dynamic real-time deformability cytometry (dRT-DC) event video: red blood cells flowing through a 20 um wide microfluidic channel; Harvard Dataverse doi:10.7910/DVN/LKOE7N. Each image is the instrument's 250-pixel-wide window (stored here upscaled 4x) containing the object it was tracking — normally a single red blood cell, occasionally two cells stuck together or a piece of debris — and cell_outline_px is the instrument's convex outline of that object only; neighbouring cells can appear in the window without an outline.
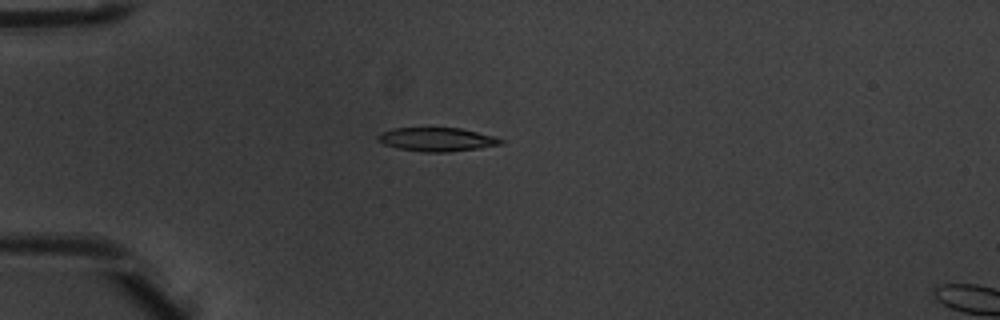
{"species": "common noctule bat (a hibernating species)", "species_latin": "Nyctalus noctula", "temperature_condition": "warm", "stored_images_in_passage": 2, "camera_frame_rate_fps": 3000, "um_per_image_px": 0.085, "animal": {"sex": "male", "body_mass_g": 20.1, "forearm_length_mm": 53.5}, "frame": {"image": 1, "passage_image": 1, "time_ms": 0.0, "image_size_px": [1000, 320], "cell_outline_px": [[504, 144], [480, 148], [448, 152], [424, 152], [396, 148], [384, 144], [376, 140], [376, 136], [380, 132], [392, 128], [460, 128], [496, 136], [504, 140]], "centroid_in_image_um": [37.13, 11.85], "position_along_channel_um": 47.9, "area_um2": 17.22}}